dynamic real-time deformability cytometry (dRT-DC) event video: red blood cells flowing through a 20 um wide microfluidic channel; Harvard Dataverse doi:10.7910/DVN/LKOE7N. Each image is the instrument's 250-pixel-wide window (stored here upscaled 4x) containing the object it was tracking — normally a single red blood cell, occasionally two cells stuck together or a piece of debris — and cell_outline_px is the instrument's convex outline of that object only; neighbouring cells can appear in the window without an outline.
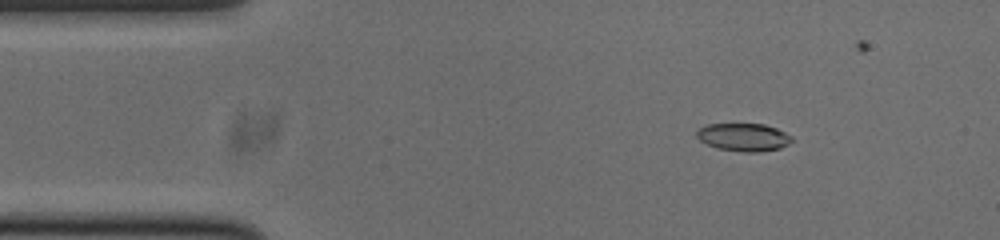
{"species": "common noctule bat (a hibernating species)", "species_latin": "Nyctalus noctula", "temperature_condition": "cold", "stored_images_in_passage": 37, "camera_frame_rate_fps": 3000, "um_per_image_px": 0.085, "animal": {"sex": "male", "body_mass_g": 20.0, "forearm_length_mm": 53.3}, "frame": {"image": 1, "passage_image": 7, "time_ms": 2.0, "image_size_px": [1000, 240], "cell_outline_px": [[792, 140], [788, 144], [780, 148], [760, 152], [744, 152], [716, 148], [700, 140], [696, 136], [696, 132], [704, 124], [764, 124], [776, 128], [792, 136]], "centroid_in_image_um": [63.2, 11.66], "position_along_channel_um": 21.8, "area_um2": 15.43}}
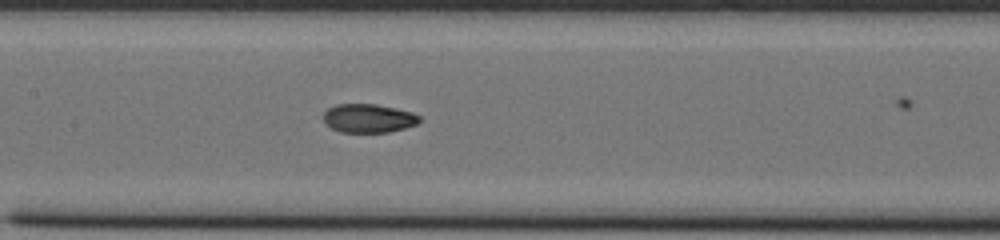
{"frame": {"image": 2, "passage_image": 24, "time_ms": 7.667, "image_size_px": [1000, 240], "cell_outline_px": [[420, 120], [416, 124], [404, 128], [388, 132], [340, 132], [324, 124], [324, 112], [328, 108], [336, 104], [376, 104], [396, 108], [412, 112], [420, 116]], "centroid_in_image_um": [31.3, 10.05], "position_along_channel_um": 176.1, "area_um2": 16.07}}
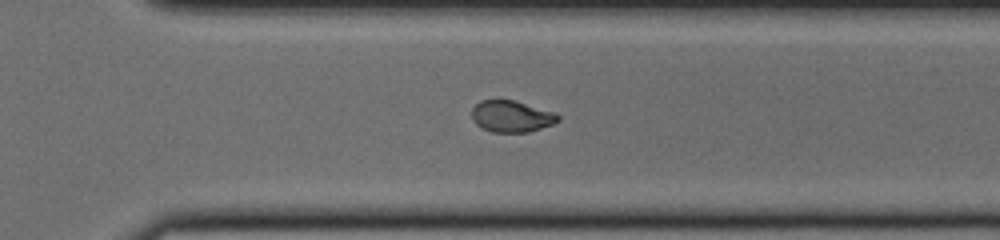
{"frame": {"image": 3, "passage_image": 36, "time_ms": 11.667, "image_size_px": [1000, 240], "cell_outline_px": [[560, 120], [552, 124], [528, 132], [492, 132], [476, 124], [472, 120], [472, 108], [480, 100], [500, 96], [516, 100], [556, 112], [560, 116]], "centroid_in_image_um": [43.46, 9.83], "position_along_channel_um": 327.1, "area_um2": 16.47}}